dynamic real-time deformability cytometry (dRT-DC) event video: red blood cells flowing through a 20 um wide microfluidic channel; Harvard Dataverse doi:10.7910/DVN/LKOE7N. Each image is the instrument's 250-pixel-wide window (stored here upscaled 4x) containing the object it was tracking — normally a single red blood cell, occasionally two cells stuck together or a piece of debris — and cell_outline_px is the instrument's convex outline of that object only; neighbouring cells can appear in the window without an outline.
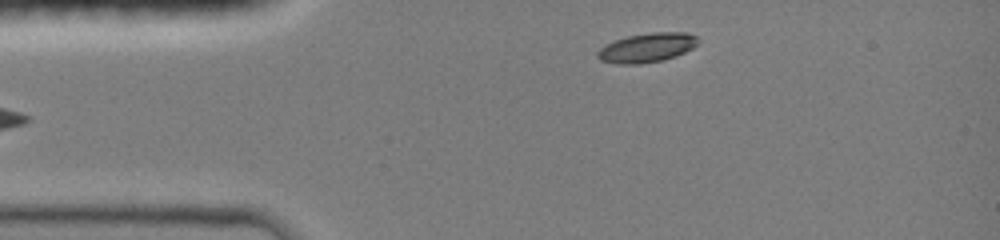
{"species": "common noctule bat (a hibernating species)", "species_latin": "Nyctalus noctula", "temperature_condition": "room temperature", "stored_images_in_passage": 27, "camera_frame_rate_fps": 3000, "um_per_image_px": 0.085, "animal": {"sex": "female", "body_mass_g": 19.0, "forearm_length_mm": 51.5}, "frame": {"image": 1, "passage_image": 1, "time_ms": 0.0, "image_size_px": [1000, 240], "cell_outline_px": [[700, 40], [692, 48], [676, 56], [660, 60], [640, 64], [616, 64], [600, 60], [596, 56], [596, 52], [604, 44], [628, 36], [652, 32], [688, 32], [696, 36]], "centroid_in_image_um": [54.97, 4.05], "position_along_channel_um": 30.0, "area_um2": 17.17}}
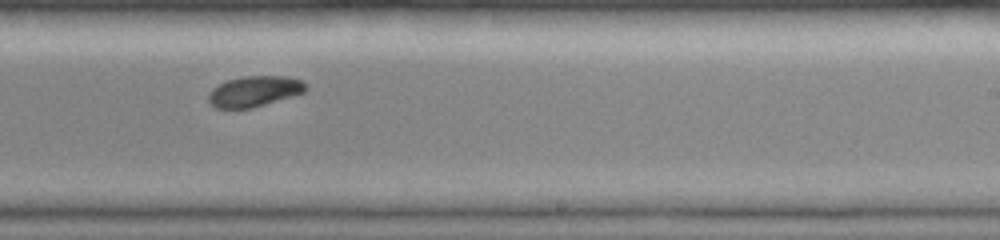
{"frame": {"image": 2, "passage_image": 16, "time_ms": 6.667, "image_size_px": [1000, 240], "cell_outline_px": [[304, 92], [292, 96], [252, 108], [216, 108], [208, 100], [208, 92], [212, 88], [228, 80], [244, 76], [288, 76], [300, 80], [304, 84]], "centroid_in_image_um": [21.58, 7.76], "position_along_channel_um": 267.4, "area_um2": 17.11}}
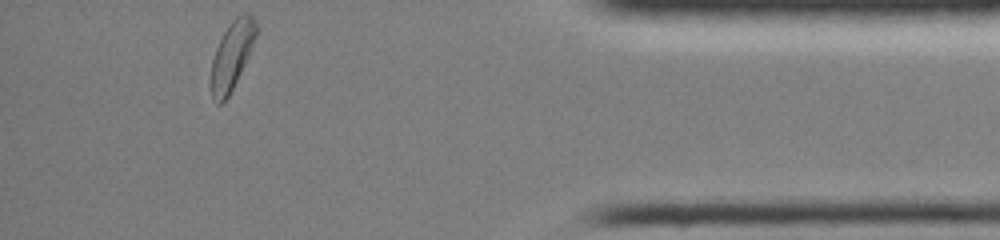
{"frame": {"image": 3, "passage_image": 27, "time_ms": 11.0, "image_size_px": [1000, 240], "cell_outline_px": [[256, 36], [252, 48], [228, 96], [220, 104], [216, 104], [212, 96], [208, 80], [212, 60], [216, 48], [228, 24], [236, 16], [244, 12], [248, 12], [256, 20]], "centroid_in_image_um": [19.67, 4.71], "position_along_channel_um": 415.5, "area_um2": 17.98}, "authors_computed_cell_mechanics": {"area_um2": 17.629, "velocity_mm_per_s": 4.1602, "shape_relaxation_time_tau1_ms": 2.1431, "shape_relaxation_time_tau2_ms": null, "deformation_change_tau1": 0.1116, "deformation_change_tau2": null}}